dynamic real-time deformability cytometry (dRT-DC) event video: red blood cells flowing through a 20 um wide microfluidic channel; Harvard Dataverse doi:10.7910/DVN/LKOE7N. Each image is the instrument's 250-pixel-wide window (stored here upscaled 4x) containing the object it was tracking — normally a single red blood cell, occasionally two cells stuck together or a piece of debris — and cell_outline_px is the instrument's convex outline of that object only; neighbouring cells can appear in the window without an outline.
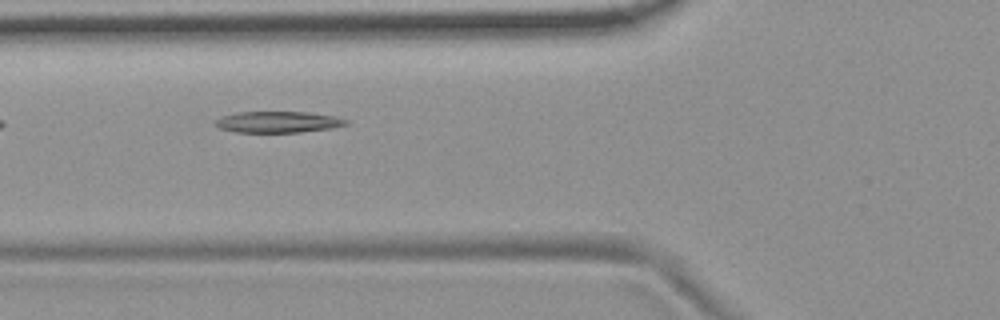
{"species": "common noctule bat (a hibernating species)", "species_latin": "Nyctalus noctula", "temperature_condition": "room temperature", "stored_images_in_passage": 4, "camera_frame_rate_fps": 3000, "um_per_image_px": 0.085, "animal": {"sex": "female", "body_mass_g": 19.9}, "frame": {"image": 1, "passage_image": 3, "time_ms": 3.0, "image_size_px": [1000, 320], "cell_outline_px": [[348, 124], [332, 128], [300, 132], [236, 132], [220, 128], [212, 120], [220, 116], [236, 112], [308, 112], [336, 116], [348, 120]], "centroid_in_image_um": [23.62, 10.36], "position_along_channel_um": 102.2, "area_um2": 16.3}}
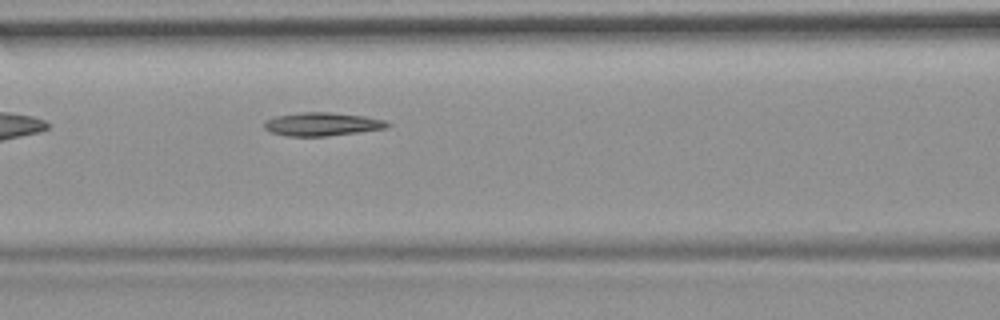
{"frame": {"image": 2, "passage_image": 4, "time_ms": 4.0, "image_size_px": [1000, 320], "cell_outline_px": [[392, 124], [388, 128], [360, 132], [328, 136], [284, 136], [272, 132], [264, 128], [264, 120], [276, 116], [300, 112], [332, 112], [364, 116], [388, 120]], "centroid_in_image_um": [27.43, 10.55], "position_along_channel_um": 139.2, "area_um2": 17.05}}